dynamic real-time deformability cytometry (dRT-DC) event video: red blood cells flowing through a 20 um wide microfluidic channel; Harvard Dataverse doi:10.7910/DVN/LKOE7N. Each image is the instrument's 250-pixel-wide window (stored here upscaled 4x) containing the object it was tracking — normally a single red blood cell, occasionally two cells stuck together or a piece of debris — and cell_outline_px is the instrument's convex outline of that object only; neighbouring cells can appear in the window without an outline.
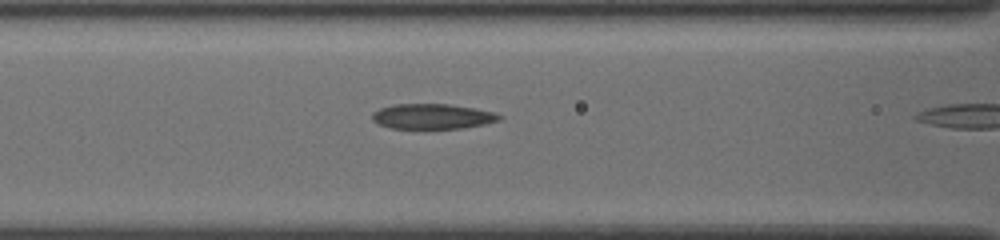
{"species": "common noctule bat (a hibernating species)", "species_latin": "Nyctalus noctula", "temperature_condition": "cold", "stored_images_in_passage": 5, "camera_frame_rate_fps": 3000, "um_per_image_px": 0.085, "animal": {"sex": "female", "body_mass_g": 19.5, "forearm_length_mm": 54.1}, "frame": {"image": 1, "passage_image": 4, "time_ms": 1.0, "image_size_px": [1000, 240], "cell_outline_px": [[504, 116], [500, 120], [484, 124], [464, 128], [392, 128], [380, 124], [372, 120], [372, 112], [380, 108], [396, 104], [448, 104], [476, 108], [496, 112]], "centroid_in_image_um": [36.81, 9.88], "position_along_channel_um": 129.8, "area_um2": 18.67}}